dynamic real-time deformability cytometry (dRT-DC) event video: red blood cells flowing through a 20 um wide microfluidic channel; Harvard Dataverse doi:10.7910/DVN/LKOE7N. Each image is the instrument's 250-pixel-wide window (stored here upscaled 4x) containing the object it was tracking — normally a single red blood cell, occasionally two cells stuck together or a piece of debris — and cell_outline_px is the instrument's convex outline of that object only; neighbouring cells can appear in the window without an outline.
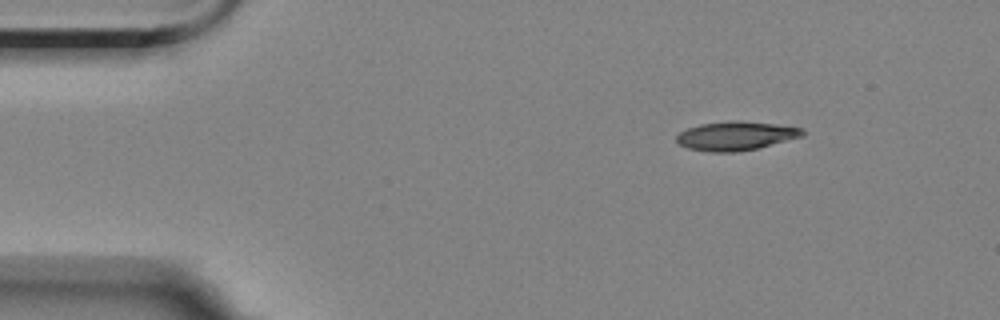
{"species": "Egyptian fruit bat (a non-hibernating species)", "species_latin": "Rousettus aegyptiacus", "temperature_condition": "room temperature", "stored_images_in_passage": 9, "camera_frame_rate_fps": 3000, "um_per_image_px": 0.085, "animal": {"sex": "female"}, "frame": {"image": 1, "passage_image": 1, "time_ms": 0.0, "image_size_px": [1000, 320], "cell_outline_px": [[804, 136], [756, 148], [736, 152], [708, 152], [688, 148], [680, 144], [676, 140], [676, 136], [680, 132], [688, 128], [700, 124], [732, 120], [736, 120], [776, 124], [804, 128]], "centroid_in_image_um": [62.55, 11.54], "position_along_channel_um": 22.5, "area_um2": 21.15}}
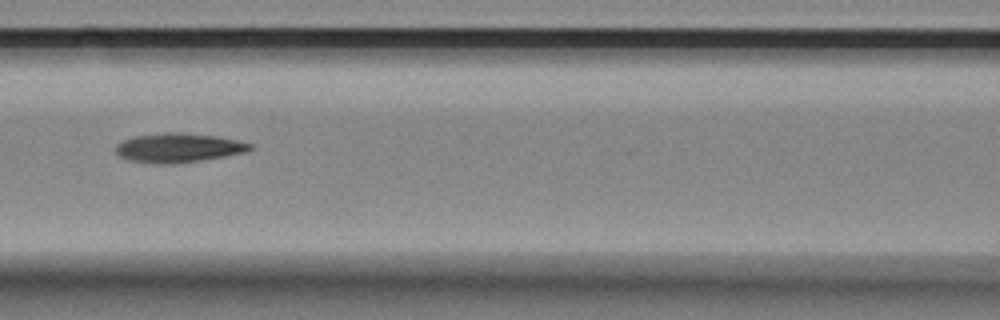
{"frame": {"image": 2, "passage_image": 6, "time_ms": 5.667, "image_size_px": [1000, 320], "cell_outline_px": [[252, 148], [244, 152], [224, 156], [200, 160], [172, 164], [152, 164], [128, 160], [120, 156], [116, 152], [116, 144], [132, 136], [168, 132], [216, 136], [236, 140], [252, 144]], "centroid_in_image_um": [15.1, 12.57], "position_along_channel_um": 151.5, "area_um2": 22.6}}
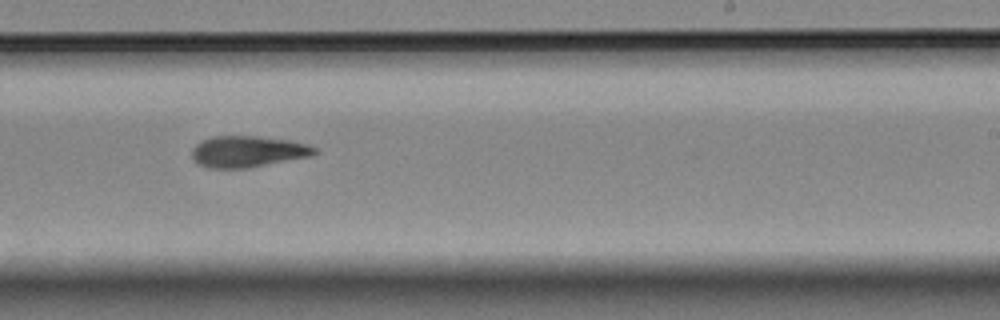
{"frame": {"image": 3, "passage_image": 9, "time_ms": 9.0, "image_size_px": [1000, 320], "cell_outline_px": [[316, 152], [312, 156], [244, 168], [208, 168], [200, 164], [192, 156], [192, 148], [200, 140], [212, 136], [256, 136], [288, 140], [304, 144], [316, 148]], "centroid_in_image_um": [21.02, 12.87], "position_along_channel_um": 268.0, "area_um2": 22.08}}